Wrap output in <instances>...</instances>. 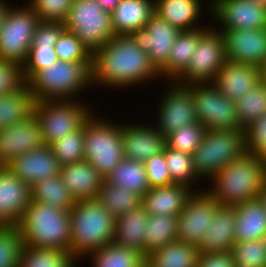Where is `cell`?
<instances>
[{"mask_svg": "<svg viewBox=\"0 0 266 267\" xmlns=\"http://www.w3.org/2000/svg\"><path fill=\"white\" fill-rule=\"evenodd\" d=\"M92 85L127 88L160 78L148 54L130 35H115L92 54ZM156 78V79H155Z\"/></svg>", "mask_w": 266, "mask_h": 267, "instance_id": "obj_1", "label": "cell"}, {"mask_svg": "<svg viewBox=\"0 0 266 267\" xmlns=\"http://www.w3.org/2000/svg\"><path fill=\"white\" fill-rule=\"evenodd\" d=\"M266 179V161L245 152L232 160L211 180V188L206 191L220 205L236 206L259 198Z\"/></svg>", "mask_w": 266, "mask_h": 267, "instance_id": "obj_2", "label": "cell"}, {"mask_svg": "<svg viewBox=\"0 0 266 267\" xmlns=\"http://www.w3.org/2000/svg\"><path fill=\"white\" fill-rule=\"evenodd\" d=\"M70 213V253L82 260L113 242L116 219L98 200L76 202Z\"/></svg>", "mask_w": 266, "mask_h": 267, "instance_id": "obj_3", "label": "cell"}, {"mask_svg": "<svg viewBox=\"0 0 266 267\" xmlns=\"http://www.w3.org/2000/svg\"><path fill=\"white\" fill-rule=\"evenodd\" d=\"M23 246L53 248L70 253V213L31 201L17 224Z\"/></svg>", "mask_w": 266, "mask_h": 267, "instance_id": "obj_4", "label": "cell"}, {"mask_svg": "<svg viewBox=\"0 0 266 267\" xmlns=\"http://www.w3.org/2000/svg\"><path fill=\"white\" fill-rule=\"evenodd\" d=\"M91 68L92 62L58 60L38 71L27 83L36 101L75 99L92 85Z\"/></svg>", "mask_w": 266, "mask_h": 267, "instance_id": "obj_5", "label": "cell"}, {"mask_svg": "<svg viewBox=\"0 0 266 267\" xmlns=\"http://www.w3.org/2000/svg\"><path fill=\"white\" fill-rule=\"evenodd\" d=\"M245 152V130H206L203 140L193 154V167L197 178L211 181L221 169Z\"/></svg>", "mask_w": 266, "mask_h": 267, "instance_id": "obj_6", "label": "cell"}, {"mask_svg": "<svg viewBox=\"0 0 266 267\" xmlns=\"http://www.w3.org/2000/svg\"><path fill=\"white\" fill-rule=\"evenodd\" d=\"M94 114L84 123V158L106 179L125 158L121 124Z\"/></svg>", "mask_w": 266, "mask_h": 267, "instance_id": "obj_7", "label": "cell"}, {"mask_svg": "<svg viewBox=\"0 0 266 267\" xmlns=\"http://www.w3.org/2000/svg\"><path fill=\"white\" fill-rule=\"evenodd\" d=\"M92 110L77 97L36 101L34 115L40 123L44 144L50 146L56 140L78 130L92 115Z\"/></svg>", "mask_w": 266, "mask_h": 267, "instance_id": "obj_8", "label": "cell"}, {"mask_svg": "<svg viewBox=\"0 0 266 267\" xmlns=\"http://www.w3.org/2000/svg\"><path fill=\"white\" fill-rule=\"evenodd\" d=\"M63 23L91 54L116 35L111 13L103 11L96 0H74Z\"/></svg>", "mask_w": 266, "mask_h": 267, "instance_id": "obj_9", "label": "cell"}, {"mask_svg": "<svg viewBox=\"0 0 266 267\" xmlns=\"http://www.w3.org/2000/svg\"><path fill=\"white\" fill-rule=\"evenodd\" d=\"M39 22L28 4L22 7L9 4L0 30V60L22 65Z\"/></svg>", "mask_w": 266, "mask_h": 267, "instance_id": "obj_10", "label": "cell"}, {"mask_svg": "<svg viewBox=\"0 0 266 267\" xmlns=\"http://www.w3.org/2000/svg\"><path fill=\"white\" fill-rule=\"evenodd\" d=\"M211 26L199 37L187 68L173 82L182 86L213 83L227 59L223 35Z\"/></svg>", "mask_w": 266, "mask_h": 267, "instance_id": "obj_11", "label": "cell"}, {"mask_svg": "<svg viewBox=\"0 0 266 267\" xmlns=\"http://www.w3.org/2000/svg\"><path fill=\"white\" fill-rule=\"evenodd\" d=\"M192 95L197 121L206 130L242 129L235 102L225 97L212 83L192 84Z\"/></svg>", "mask_w": 266, "mask_h": 267, "instance_id": "obj_12", "label": "cell"}, {"mask_svg": "<svg viewBox=\"0 0 266 267\" xmlns=\"http://www.w3.org/2000/svg\"><path fill=\"white\" fill-rule=\"evenodd\" d=\"M171 83V84H170ZM158 104L155 127L164 137L197 121L192 85L182 86L170 82Z\"/></svg>", "mask_w": 266, "mask_h": 267, "instance_id": "obj_13", "label": "cell"}, {"mask_svg": "<svg viewBox=\"0 0 266 267\" xmlns=\"http://www.w3.org/2000/svg\"><path fill=\"white\" fill-rule=\"evenodd\" d=\"M221 205L205 189L188 198L177 219V240L198 246Z\"/></svg>", "mask_w": 266, "mask_h": 267, "instance_id": "obj_14", "label": "cell"}, {"mask_svg": "<svg viewBox=\"0 0 266 267\" xmlns=\"http://www.w3.org/2000/svg\"><path fill=\"white\" fill-rule=\"evenodd\" d=\"M209 15L221 29L266 28V6L252 0H209Z\"/></svg>", "mask_w": 266, "mask_h": 267, "instance_id": "obj_15", "label": "cell"}, {"mask_svg": "<svg viewBox=\"0 0 266 267\" xmlns=\"http://www.w3.org/2000/svg\"><path fill=\"white\" fill-rule=\"evenodd\" d=\"M181 31L153 13L143 29L130 33L135 44L146 52L160 72L165 66L168 55Z\"/></svg>", "mask_w": 266, "mask_h": 267, "instance_id": "obj_16", "label": "cell"}, {"mask_svg": "<svg viewBox=\"0 0 266 267\" xmlns=\"http://www.w3.org/2000/svg\"><path fill=\"white\" fill-rule=\"evenodd\" d=\"M227 60L261 66L266 62V28L223 29Z\"/></svg>", "mask_w": 266, "mask_h": 267, "instance_id": "obj_17", "label": "cell"}, {"mask_svg": "<svg viewBox=\"0 0 266 267\" xmlns=\"http://www.w3.org/2000/svg\"><path fill=\"white\" fill-rule=\"evenodd\" d=\"M41 126L35 115L0 130V166L14 158L44 146Z\"/></svg>", "mask_w": 266, "mask_h": 267, "instance_id": "obj_18", "label": "cell"}, {"mask_svg": "<svg viewBox=\"0 0 266 267\" xmlns=\"http://www.w3.org/2000/svg\"><path fill=\"white\" fill-rule=\"evenodd\" d=\"M31 202V187L0 166V225L17 226Z\"/></svg>", "mask_w": 266, "mask_h": 267, "instance_id": "obj_19", "label": "cell"}, {"mask_svg": "<svg viewBox=\"0 0 266 267\" xmlns=\"http://www.w3.org/2000/svg\"><path fill=\"white\" fill-rule=\"evenodd\" d=\"M153 125V126H152ZM121 124L124 157L144 163L164 151L166 137L152 124Z\"/></svg>", "mask_w": 266, "mask_h": 267, "instance_id": "obj_20", "label": "cell"}, {"mask_svg": "<svg viewBox=\"0 0 266 267\" xmlns=\"http://www.w3.org/2000/svg\"><path fill=\"white\" fill-rule=\"evenodd\" d=\"M16 177L32 187L38 181L57 176L61 165L50 146L44 145L38 149L19 155L6 165Z\"/></svg>", "mask_w": 266, "mask_h": 267, "instance_id": "obj_21", "label": "cell"}, {"mask_svg": "<svg viewBox=\"0 0 266 267\" xmlns=\"http://www.w3.org/2000/svg\"><path fill=\"white\" fill-rule=\"evenodd\" d=\"M260 82L259 66L226 60L212 84L225 97L236 102Z\"/></svg>", "mask_w": 266, "mask_h": 267, "instance_id": "obj_22", "label": "cell"}, {"mask_svg": "<svg viewBox=\"0 0 266 267\" xmlns=\"http://www.w3.org/2000/svg\"><path fill=\"white\" fill-rule=\"evenodd\" d=\"M59 175L76 202L97 199L105 180L86 159L62 165Z\"/></svg>", "mask_w": 266, "mask_h": 267, "instance_id": "obj_23", "label": "cell"}, {"mask_svg": "<svg viewBox=\"0 0 266 267\" xmlns=\"http://www.w3.org/2000/svg\"><path fill=\"white\" fill-rule=\"evenodd\" d=\"M186 184L150 188L142 197V206L149 215L178 216L194 189Z\"/></svg>", "mask_w": 266, "mask_h": 267, "instance_id": "obj_24", "label": "cell"}, {"mask_svg": "<svg viewBox=\"0 0 266 267\" xmlns=\"http://www.w3.org/2000/svg\"><path fill=\"white\" fill-rule=\"evenodd\" d=\"M235 206L221 205L198 245L200 253L231 251L235 240Z\"/></svg>", "mask_w": 266, "mask_h": 267, "instance_id": "obj_25", "label": "cell"}, {"mask_svg": "<svg viewBox=\"0 0 266 267\" xmlns=\"http://www.w3.org/2000/svg\"><path fill=\"white\" fill-rule=\"evenodd\" d=\"M201 3V0H154V13L180 31L194 30L207 27L198 23L204 11Z\"/></svg>", "mask_w": 266, "mask_h": 267, "instance_id": "obj_26", "label": "cell"}, {"mask_svg": "<svg viewBox=\"0 0 266 267\" xmlns=\"http://www.w3.org/2000/svg\"><path fill=\"white\" fill-rule=\"evenodd\" d=\"M154 13V0H121L111 12L116 35H129L143 29Z\"/></svg>", "mask_w": 266, "mask_h": 267, "instance_id": "obj_27", "label": "cell"}, {"mask_svg": "<svg viewBox=\"0 0 266 267\" xmlns=\"http://www.w3.org/2000/svg\"><path fill=\"white\" fill-rule=\"evenodd\" d=\"M235 240H260L266 234V210L259 198L235 206Z\"/></svg>", "mask_w": 266, "mask_h": 267, "instance_id": "obj_28", "label": "cell"}, {"mask_svg": "<svg viewBox=\"0 0 266 267\" xmlns=\"http://www.w3.org/2000/svg\"><path fill=\"white\" fill-rule=\"evenodd\" d=\"M201 27L194 30L181 31L168 55L166 66L159 72L161 78L172 82L187 68L197 49L199 37L209 28Z\"/></svg>", "mask_w": 266, "mask_h": 267, "instance_id": "obj_29", "label": "cell"}, {"mask_svg": "<svg viewBox=\"0 0 266 267\" xmlns=\"http://www.w3.org/2000/svg\"><path fill=\"white\" fill-rule=\"evenodd\" d=\"M148 217L149 214L142 205L117 217L113 242L137 250L145 256L144 230H146Z\"/></svg>", "mask_w": 266, "mask_h": 267, "instance_id": "obj_30", "label": "cell"}, {"mask_svg": "<svg viewBox=\"0 0 266 267\" xmlns=\"http://www.w3.org/2000/svg\"><path fill=\"white\" fill-rule=\"evenodd\" d=\"M35 103L27 82L11 93L0 95V130L28 120L34 115Z\"/></svg>", "mask_w": 266, "mask_h": 267, "instance_id": "obj_31", "label": "cell"}, {"mask_svg": "<svg viewBox=\"0 0 266 267\" xmlns=\"http://www.w3.org/2000/svg\"><path fill=\"white\" fill-rule=\"evenodd\" d=\"M199 255L198 246L175 240L146 259L156 267H197Z\"/></svg>", "mask_w": 266, "mask_h": 267, "instance_id": "obj_32", "label": "cell"}, {"mask_svg": "<svg viewBox=\"0 0 266 267\" xmlns=\"http://www.w3.org/2000/svg\"><path fill=\"white\" fill-rule=\"evenodd\" d=\"M31 201L51 205L63 211H70L76 201L60 175L38 181L31 187Z\"/></svg>", "mask_w": 266, "mask_h": 267, "instance_id": "obj_33", "label": "cell"}, {"mask_svg": "<svg viewBox=\"0 0 266 267\" xmlns=\"http://www.w3.org/2000/svg\"><path fill=\"white\" fill-rule=\"evenodd\" d=\"M105 181L117 187L123 186L141 197L150 189L144 164L126 158L111 171Z\"/></svg>", "mask_w": 266, "mask_h": 267, "instance_id": "obj_34", "label": "cell"}, {"mask_svg": "<svg viewBox=\"0 0 266 267\" xmlns=\"http://www.w3.org/2000/svg\"><path fill=\"white\" fill-rule=\"evenodd\" d=\"M177 219L178 216L149 215L143 244L146 258L157 249L177 240Z\"/></svg>", "mask_w": 266, "mask_h": 267, "instance_id": "obj_35", "label": "cell"}, {"mask_svg": "<svg viewBox=\"0 0 266 267\" xmlns=\"http://www.w3.org/2000/svg\"><path fill=\"white\" fill-rule=\"evenodd\" d=\"M91 260L92 267H142L146 257L137 250L110 242L101 249L85 256Z\"/></svg>", "mask_w": 266, "mask_h": 267, "instance_id": "obj_36", "label": "cell"}, {"mask_svg": "<svg viewBox=\"0 0 266 267\" xmlns=\"http://www.w3.org/2000/svg\"><path fill=\"white\" fill-rule=\"evenodd\" d=\"M78 263L67 251L34 246H23L19 259V267H76Z\"/></svg>", "mask_w": 266, "mask_h": 267, "instance_id": "obj_37", "label": "cell"}, {"mask_svg": "<svg viewBox=\"0 0 266 267\" xmlns=\"http://www.w3.org/2000/svg\"><path fill=\"white\" fill-rule=\"evenodd\" d=\"M97 199L116 219L117 217L142 205V197L130 192L125 187L111 185L104 180Z\"/></svg>", "mask_w": 266, "mask_h": 267, "instance_id": "obj_38", "label": "cell"}, {"mask_svg": "<svg viewBox=\"0 0 266 267\" xmlns=\"http://www.w3.org/2000/svg\"><path fill=\"white\" fill-rule=\"evenodd\" d=\"M240 127L245 130L266 114V85L260 82L235 102Z\"/></svg>", "mask_w": 266, "mask_h": 267, "instance_id": "obj_39", "label": "cell"}, {"mask_svg": "<svg viewBox=\"0 0 266 267\" xmlns=\"http://www.w3.org/2000/svg\"><path fill=\"white\" fill-rule=\"evenodd\" d=\"M164 156L171 180L174 183L186 184L192 188L194 183L199 182L193 167V155L169 148L166 145Z\"/></svg>", "mask_w": 266, "mask_h": 267, "instance_id": "obj_40", "label": "cell"}, {"mask_svg": "<svg viewBox=\"0 0 266 267\" xmlns=\"http://www.w3.org/2000/svg\"><path fill=\"white\" fill-rule=\"evenodd\" d=\"M50 147L61 166L85 159L84 124L78 130L53 142Z\"/></svg>", "mask_w": 266, "mask_h": 267, "instance_id": "obj_41", "label": "cell"}, {"mask_svg": "<svg viewBox=\"0 0 266 267\" xmlns=\"http://www.w3.org/2000/svg\"><path fill=\"white\" fill-rule=\"evenodd\" d=\"M231 252L235 267H266L263 239L235 242Z\"/></svg>", "mask_w": 266, "mask_h": 267, "instance_id": "obj_42", "label": "cell"}, {"mask_svg": "<svg viewBox=\"0 0 266 267\" xmlns=\"http://www.w3.org/2000/svg\"><path fill=\"white\" fill-rule=\"evenodd\" d=\"M206 128L198 121L183 126L166 137L169 148L193 155L205 135Z\"/></svg>", "mask_w": 266, "mask_h": 267, "instance_id": "obj_43", "label": "cell"}, {"mask_svg": "<svg viewBox=\"0 0 266 267\" xmlns=\"http://www.w3.org/2000/svg\"><path fill=\"white\" fill-rule=\"evenodd\" d=\"M23 241L19 228L0 225V267H19Z\"/></svg>", "mask_w": 266, "mask_h": 267, "instance_id": "obj_44", "label": "cell"}, {"mask_svg": "<svg viewBox=\"0 0 266 267\" xmlns=\"http://www.w3.org/2000/svg\"><path fill=\"white\" fill-rule=\"evenodd\" d=\"M58 60L54 47L50 45L31 46L25 62L21 65L24 81L28 82L38 71L49 68Z\"/></svg>", "mask_w": 266, "mask_h": 267, "instance_id": "obj_45", "label": "cell"}, {"mask_svg": "<svg viewBox=\"0 0 266 267\" xmlns=\"http://www.w3.org/2000/svg\"><path fill=\"white\" fill-rule=\"evenodd\" d=\"M54 48L61 61L92 62V54L74 33L67 30H64L59 36Z\"/></svg>", "mask_w": 266, "mask_h": 267, "instance_id": "obj_46", "label": "cell"}, {"mask_svg": "<svg viewBox=\"0 0 266 267\" xmlns=\"http://www.w3.org/2000/svg\"><path fill=\"white\" fill-rule=\"evenodd\" d=\"M74 0H29L40 21L64 22Z\"/></svg>", "mask_w": 266, "mask_h": 267, "instance_id": "obj_47", "label": "cell"}, {"mask_svg": "<svg viewBox=\"0 0 266 267\" xmlns=\"http://www.w3.org/2000/svg\"><path fill=\"white\" fill-rule=\"evenodd\" d=\"M246 151L266 160V114L245 129Z\"/></svg>", "mask_w": 266, "mask_h": 267, "instance_id": "obj_48", "label": "cell"}, {"mask_svg": "<svg viewBox=\"0 0 266 267\" xmlns=\"http://www.w3.org/2000/svg\"><path fill=\"white\" fill-rule=\"evenodd\" d=\"M150 188L163 187L173 184L168 166L165 161L164 151L150 157L144 163Z\"/></svg>", "mask_w": 266, "mask_h": 267, "instance_id": "obj_49", "label": "cell"}, {"mask_svg": "<svg viewBox=\"0 0 266 267\" xmlns=\"http://www.w3.org/2000/svg\"><path fill=\"white\" fill-rule=\"evenodd\" d=\"M25 83L21 65L6 60H0V95L11 93Z\"/></svg>", "mask_w": 266, "mask_h": 267, "instance_id": "obj_50", "label": "cell"}, {"mask_svg": "<svg viewBox=\"0 0 266 267\" xmlns=\"http://www.w3.org/2000/svg\"><path fill=\"white\" fill-rule=\"evenodd\" d=\"M64 30L63 22L40 21L32 38L31 46L50 45L55 47Z\"/></svg>", "mask_w": 266, "mask_h": 267, "instance_id": "obj_51", "label": "cell"}, {"mask_svg": "<svg viewBox=\"0 0 266 267\" xmlns=\"http://www.w3.org/2000/svg\"><path fill=\"white\" fill-rule=\"evenodd\" d=\"M197 267H235L231 251L200 253Z\"/></svg>", "mask_w": 266, "mask_h": 267, "instance_id": "obj_52", "label": "cell"}, {"mask_svg": "<svg viewBox=\"0 0 266 267\" xmlns=\"http://www.w3.org/2000/svg\"><path fill=\"white\" fill-rule=\"evenodd\" d=\"M100 8L108 13H111L121 0H96Z\"/></svg>", "mask_w": 266, "mask_h": 267, "instance_id": "obj_53", "label": "cell"}, {"mask_svg": "<svg viewBox=\"0 0 266 267\" xmlns=\"http://www.w3.org/2000/svg\"><path fill=\"white\" fill-rule=\"evenodd\" d=\"M9 3L5 2L4 0H0V30L5 18V14L8 10Z\"/></svg>", "mask_w": 266, "mask_h": 267, "instance_id": "obj_54", "label": "cell"}, {"mask_svg": "<svg viewBox=\"0 0 266 267\" xmlns=\"http://www.w3.org/2000/svg\"><path fill=\"white\" fill-rule=\"evenodd\" d=\"M259 199L262 201V203L265 207V210H266V179L263 182V185H262V188L260 191V195H259Z\"/></svg>", "mask_w": 266, "mask_h": 267, "instance_id": "obj_55", "label": "cell"}, {"mask_svg": "<svg viewBox=\"0 0 266 267\" xmlns=\"http://www.w3.org/2000/svg\"><path fill=\"white\" fill-rule=\"evenodd\" d=\"M261 81L266 85V62L260 66Z\"/></svg>", "mask_w": 266, "mask_h": 267, "instance_id": "obj_56", "label": "cell"}, {"mask_svg": "<svg viewBox=\"0 0 266 267\" xmlns=\"http://www.w3.org/2000/svg\"><path fill=\"white\" fill-rule=\"evenodd\" d=\"M255 1L258 5L266 6V0H252Z\"/></svg>", "mask_w": 266, "mask_h": 267, "instance_id": "obj_57", "label": "cell"}, {"mask_svg": "<svg viewBox=\"0 0 266 267\" xmlns=\"http://www.w3.org/2000/svg\"><path fill=\"white\" fill-rule=\"evenodd\" d=\"M142 267H156V266H153V265L146 259V261L144 262V264H143Z\"/></svg>", "mask_w": 266, "mask_h": 267, "instance_id": "obj_58", "label": "cell"}, {"mask_svg": "<svg viewBox=\"0 0 266 267\" xmlns=\"http://www.w3.org/2000/svg\"><path fill=\"white\" fill-rule=\"evenodd\" d=\"M263 242H264L265 247H266V234L264 235Z\"/></svg>", "mask_w": 266, "mask_h": 267, "instance_id": "obj_59", "label": "cell"}]
</instances>
